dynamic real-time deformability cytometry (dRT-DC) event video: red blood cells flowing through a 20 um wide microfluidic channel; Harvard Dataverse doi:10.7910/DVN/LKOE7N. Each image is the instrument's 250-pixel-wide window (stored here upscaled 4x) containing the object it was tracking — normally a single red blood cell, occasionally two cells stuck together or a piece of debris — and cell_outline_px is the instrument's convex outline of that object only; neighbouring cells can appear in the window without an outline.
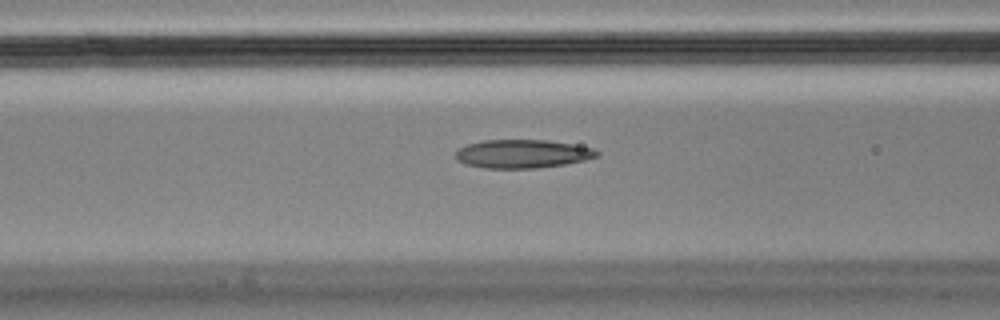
{"species": "Egyptian fruit bat (a non-hibernating species)", "species_latin": "Rousettus aegyptiacus", "temperature_condition": "cold", "stored_images_in_passage": 39, "camera_frame_rate_fps": 3000, "um_per_image_px": 0.085, "animal": {"sex": "male"}, "frame": {"image": 1, "passage_image": 5, "time_ms": 1.333, "image_size_px": [1000, 320], "cell_outline_px": [[600, 152], [596, 156], [584, 160], [564, 164], [536, 168], [484, 168], [464, 164], [456, 160], [456, 152], [460, 148], [468, 144], [484, 140], [544, 140], [572, 144], [592, 148]], "centroid_in_image_um": [44.37, 13.08], "position_along_channel_um": 122.2, "area_um2": 23.24}}
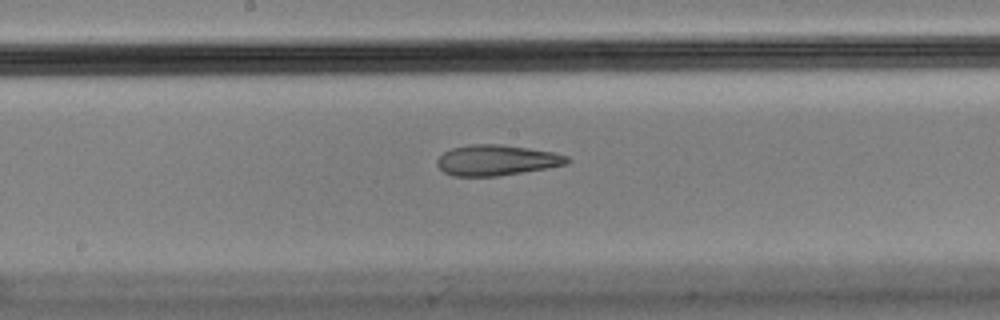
{"frame": {"image": 2, "passage_image": 12, "time_ms": 3.667, "image_size_px": [1000, 320], "cell_outline_px": [[572, 160], [568, 164], [548, 168], [496, 176], [452, 176], [444, 172], [436, 164], [436, 160], [444, 152], [452, 148], [472, 144], [504, 144], [552, 152], [568, 156]], "centroid_in_image_um": [42.22, 13.61], "position_along_channel_um": 206.0, "area_um2": 23.24}}
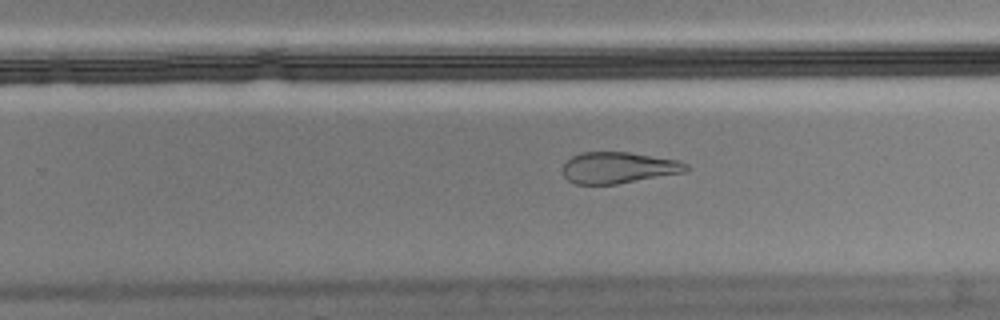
{"frame": {"image": 3, "passage_image": 18, "time_ms": 5.667, "image_size_px": [1000, 320], "cell_outline_px": [[688, 168], [684, 172], [616, 184], [576, 184], [568, 180], [564, 176], [564, 164], [572, 156], [580, 152], [628, 152], [680, 160], [688, 164]], "centroid_in_image_um": [52.57, 14.24], "position_along_channel_um": 277.2, "area_um2": 22.37}, "authors_computed_cell_mechanics": {"area_um2": 23.698, "velocity_mm_per_s": 3.5803, "shape_relaxation_time_tau1_ms": null, "shape_relaxation_time_tau2_ms": 3.0962, "deformation_change_tau1": null, "deformation_change_tau2": 0.1253}}